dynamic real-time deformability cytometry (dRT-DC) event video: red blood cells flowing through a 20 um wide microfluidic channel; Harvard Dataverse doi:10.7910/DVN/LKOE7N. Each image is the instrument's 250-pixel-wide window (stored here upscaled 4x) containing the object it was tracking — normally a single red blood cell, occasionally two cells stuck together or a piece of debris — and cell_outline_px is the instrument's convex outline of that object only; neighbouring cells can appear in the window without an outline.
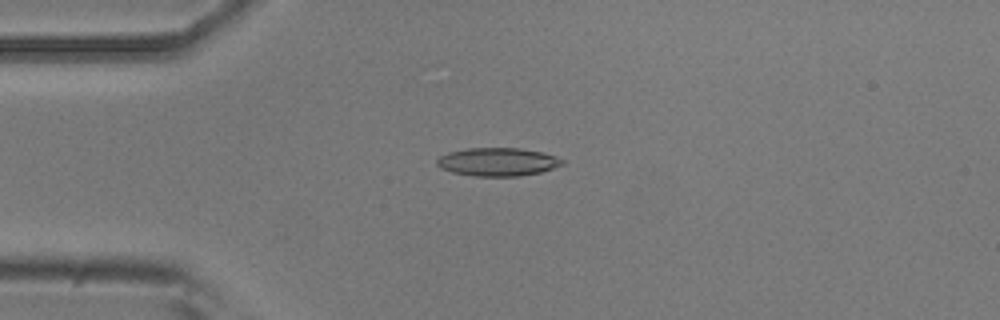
{"species": "common noctule bat (a hibernating species)", "species_latin": "Nyctalus noctula", "temperature_condition": "room temperature", "stored_images_in_passage": 6, "camera_frame_rate_fps": 3000, "um_per_image_px": 0.085, "animal": {"sex": "male", "body_mass_g": 20.5, "forearm_length_mm": 52.5}, "frame": {"image": 1, "passage_image": 4, "time_ms": 1.0, "image_size_px": [1000, 320], "cell_outline_px": [[564, 164], [540, 172], [520, 176], [472, 176], [452, 172], [440, 168], [436, 164], [436, 160], [440, 156], [448, 152], [468, 148], [520, 148], [540, 152], [556, 156], [564, 160]], "centroid_in_image_um": [42.28, 13.76], "position_along_channel_um": 42.7, "area_um2": 20.63}}
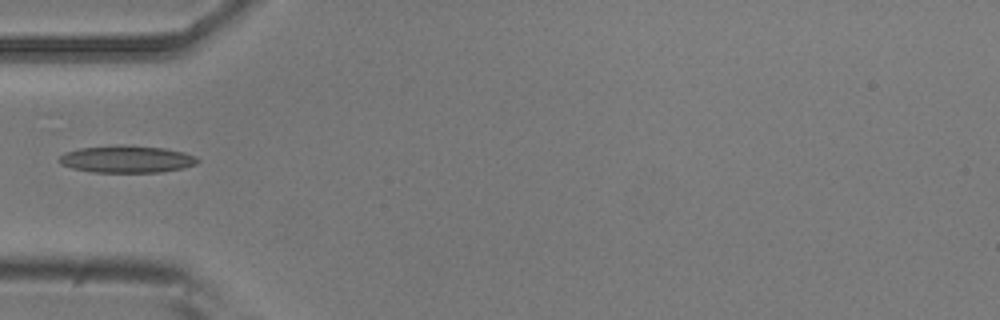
{"frame": {"image": 2, "passage_image": 5, "time_ms": 1.333, "image_size_px": [1000, 320], "cell_outline_px": [[200, 160], [196, 164], [184, 168], [160, 172], [92, 172], [72, 168], [60, 164], [60, 156], [64, 152], [80, 148], [120, 144], [164, 148], [184, 152], [196, 156]], "centroid_in_image_um": [10.79, 13.52], "position_along_channel_um": 74.2, "area_um2": 22.02}}
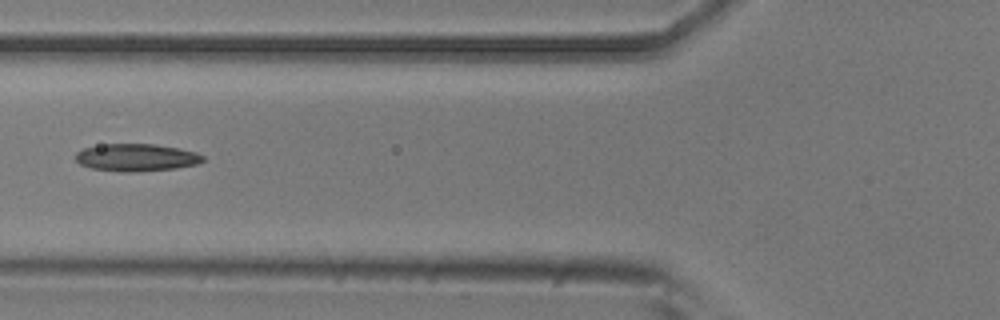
{"frame": {"image": 3, "passage_image": 6, "time_ms": 1.667, "image_size_px": [1000, 320], "cell_outline_px": [[204, 160], [196, 164], [176, 168], [136, 172], [124, 172], [92, 168], [80, 164], [76, 160], [76, 152], [84, 148], [100, 144], [156, 144], [180, 148], [196, 152], [204, 156]], "centroid_in_image_um": [11.6, 13.38], "position_along_channel_um": 114.2, "area_um2": 20.4}}